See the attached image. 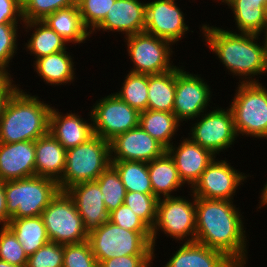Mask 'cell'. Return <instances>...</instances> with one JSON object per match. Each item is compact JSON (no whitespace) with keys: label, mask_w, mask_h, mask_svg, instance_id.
<instances>
[{"label":"cell","mask_w":267,"mask_h":267,"mask_svg":"<svg viewBox=\"0 0 267 267\" xmlns=\"http://www.w3.org/2000/svg\"><path fill=\"white\" fill-rule=\"evenodd\" d=\"M124 39L130 62L133 63L130 72L153 75L166 73L176 67L171 61L174 53L171 42L146 32L129 35Z\"/></svg>","instance_id":"obj_10"},{"label":"cell","mask_w":267,"mask_h":267,"mask_svg":"<svg viewBox=\"0 0 267 267\" xmlns=\"http://www.w3.org/2000/svg\"><path fill=\"white\" fill-rule=\"evenodd\" d=\"M35 176L59 181L64 173L66 149L48 132L34 141Z\"/></svg>","instance_id":"obj_23"},{"label":"cell","mask_w":267,"mask_h":267,"mask_svg":"<svg viewBox=\"0 0 267 267\" xmlns=\"http://www.w3.org/2000/svg\"><path fill=\"white\" fill-rule=\"evenodd\" d=\"M18 87L7 101L0 118V143L36 141L49 132L48 105Z\"/></svg>","instance_id":"obj_3"},{"label":"cell","mask_w":267,"mask_h":267,"mask_svg":"<svg viewBox=\"0 0 267 267\" xmlns=\"http://www.w3.org/2000/svg\"><path fill=\"white\" fill-rule=\"evenodd\" d=\"M180 125L182 124L176 116L169 112L147 109L139 115V126L166 150L174 144L172 140L175 139Z\"/></svg>","instance_id":"obj_29"},{"label":"cell","mask_w":267,"mask_h":267,"mask_svg":"<svg viewBox=\"0 0 267 267\" xmlns=\"http://www.w3.org/2000/svg\"><path fill=\"white\" fill-rule=\"evenodd\" d=\"M183 66H176V90L173 114L180 123L193 121L202 113L208 111L212 92L210 86L201 75L184 70ZM210 102V103H209Z\"/></svg>","instance_id":"obj_13"},{"label":"cell","mask_w":267,"mask_h":267,"mask_svg":"<svg viewBox=\"0 0 267 267\" xmlns=\"http://www.w3.org/2000/svg\"><path fill=\"white\" fill-rule=\"evenodd\" d=\"M151 240V232L130 231L109 220L88 234L98 264L120 256L155 255Z\"/></svg>","instance_id":"obj_6"},{"label":"cell","mask_w":267,"mask_h":267,"mask_svg":"<svg viewBox=\"0 0 267 267\" xmlns=\"http://www.w3.org/2000/svg\"><path fill=\"white\" fill-rule=\"evenodd\" d=\"M23 21L44 20L48 15L76 5V0H21Z\"/></svg>","instance_id":"obj_35"},{"label":"cell","mask_w":267,"mask_h":267,"mask_svg":"<svg viewBox=\"0 0 267 267\" xmlns=\"http://www.w3.org/2000/svg\"><path fill=\"white\" fill-rule=\"evenodd\" d=\"M11 217L7 213L6 197L4 192V181L0 180V225L7 226Z\"/></svg>","instance_id":"obj_46"},{"label":"cell","mask_w":267,"mask_h":267,"mask_svg":"<svg viewBox=\"0 0 267 267\" xmlns=\"http://www.w3.org/2000/svg\"><path fill=\"white\" fill-rule=\"evenodd\" d=\"M4 192L8 215L25 218L41 216L60 189L51 178L32 176L4 182Z\"/></svg>","instance_id":"obj_5"},{"label":"cell","mask_w":267,"mask_h":267,"mask_svg":"<svg viewBox=\"0 0 267 267\" xmlns=\"http://www.w3.org/2000/svg\"><path fill=\"white\" fill-rule=\"evenodd\" d=\"M259 198H260V202H259V207L257 206V208L260 209L262 206L267 207V181L261 190V194Z\"/></svg>","instance_id":"obj_47"},{"label":"cell","mask_w":267,"mask_h":267,"mask_svg":"<svg viewBox=\"0 0 267 267\" xmlns=\"http://www.w3.org/2000/svg\"><path fill=\"white\" fill-rule=\"evenodd\" d=\"M263 36H264V38L262 37V40L264 39V41H265V45H266V55H267V29L265 30Z\"/></svg>","instance_id":"obj_49"},{"label":"cell","mask_w":267,"mask_h":267,"mask_svg":"<svg viewBox=\"0 0 267 267\" xmlns=\"http://www.w3.org/2000/svg\"><path fill=\"white\" fill-rule=\"evenodd\" d=\"M115 0H77L84 26L90 33L104 20Z\"/></svg>","instance_id":"obj_38"},{"label":"cell","mask_w":267,"mask_h":267,"mask_svg":"<svg viewBox=\"0 0 267 267\" xmlns=\"http://www.w3.org/2000/svg\"><path fill=\"white\" fill-rule=\"evenodd\" d=\"M189 25L175 0H153L146 3L144 32L165 39L173 45L182 40Z\"/></svg>","instance_id":"obj_15"},{"label":"cell","mask_w":267,"mask_h":267,"mask_svg":"<svg viewBox=\"0 0 267 267\" xmlns=\"http://www.w3.org/2000/svg\"><path fill=\"white\" fill-rule=\"evenodd\" d=\"M176 67L166 73L148 75V110L173 113Z\"/></svg>","instance_id":"obj_31"},{"label":"cell","mask_w":267,"mask_h":267,"mask_svg":"<svg viewBox=\"0 0 267 267\" xmlns=\"http://www.w3.org/2000/svg\"><path fill=\"white\" fill-rule=\"evenodd\" d=\"M238 33L261 36L267 29V0H227Z\"/></svg>","instance_id":"obj_24"},{"label":"cell","mask_w":267,"mask_h":267,"mask_svg":"<svg viewBox=\"0 0 267 267\" xmlns=\"http://www.w3.org/2000/svg\"><path fill=\"white\" fill-rule=\"evenodd\" d=\"M63 267H99L88 240L64 244Z\"/></svg>","instance_id":"obj_40"},{"label":"cell","mask_w":267,"mask_h":267,"mask_svg":"<svg viewBox=\"0 0 267 267\" xmlns=\"http://www.w3.org/2000/svg\"><path fill=\"white\" fill-rule=\"evenodd\" d=\"M14 83L15 81L12 79L11 75L0 74V118L7 101L18 88V84L15 85Z\"/></svg>","instance_id":"obj_45"},{"label":"cell","mask_w":267,"mask_h":267,"mask_svg":"<svg viewBox=\"0 0 267 267\" xmlns=\"http://www.w3.org/2000/svg\"><path fill=\"white\" fill-rule=\"evenodd\" d=\"M111 161L150 162L161 157L166 149L139 125L110 141Z\"/></svg>","instance_id":"obj_16"},{"label":"cell","mask_w":267,"mask_h":267,"mask_svg":"<svg viewBox=\"0 0 267 267\" xmlns=\"http://www.w3.org/2000/svg\"><path fill=\"white\" fill-rule=\"evenodd\" d=\"M64 245L48 242L28 256L26 267H63Z\"/></svg>","instance_id":"obj_41"},{"label":"cell","mask_w":267,"mask_h":267,"mask_svg":"<svg viewBox=\"0 0 267 267\" xmlns=\"http://www.w3.org/2000/svg\"><path fill=\"white\" fill-rule=\"evenodd\" d=\"M41 217L51 242L64 245L88 240L82 217L65 191L57 194L43 210Z\"/></svg>","instance_id":"obj_9"},{"label":"cell","mask_w":267,"mask_h":267,"mask_svg":"<svg viewBox=\"0 0 267 267\" xmlns=\"http://www.w3.org/2000/svg\"><path fill=\"white\" fill-rule=\"evenodd\" d=\"M43 21L68 43L75 44V46L86 43L85 41L91 35L82 22L77 5L60 9L48 15Z\"/></svg>","instance_id":"obj_28"},{"label":"cell","mask_w":267,"mask_h":267,"mask_svg":"<svg viewBox=\"0 0 267 267\" xmlns=\"http://www.w3.org/2000/svg\"><path fill=\"white\" fill-rule=\"evenodd\" d=\"M180 141L178 147L172 144L166 152L173 159L183 184L191 189L216 156L193 142L189 136Z\"/></svg>","instance_id":"obj_17"},{"label":"cell","mask_w":267,"mask_h":267,"mask_svg":"<svg viewBox=\"0 0 267 267\" xmlns=\"http://www.w3.org/2000/svg\"><path fill=\"white\" fill-rule=\"evenodd\" d=\"M158 199L153 194L126 192L124 204L131 208L151 229L156 221Z\"/></svg>","instance_id":"obj_37"},{"label":"cell","mask_w":267,"mask_h":267,"mask_svg":"<svg viewBox=\"0 0 267 267\" xmlns=\"http://www.w3.org/2000/svg\"><path fill=\"white\" fill-rule=\"evenodd\" d=\"M103 194L104 204L110 213L124 204L126 190L117 170L110 164L95 180Z\"/></svg>","instance_id":"obj_34"},{"label":"cell","mask_w":267,"mask_h":267,"mask_svg":"<svg viewBox=\"0 0 267 267\" xmlns=\"http://www.w3.org/2000/svg\"><path fill=\"white\" fill-rule=\"evenodd\" d=\"M124 184L126 192L153 194L148 163L142 161H111Z\"/></svg>","instance_id":"obj_32"},{"label":"cell","mask_w":267,"mask_h":267,"mask_svg":"<svg viewBox=\"0 0 267 267\" xmlns=\"http://www.w3.org/2000/svg\"><path fill=\"white\" fill-rule=\"evenodd\" d=\"M202 113L190 129L189 138L215 156L231 148L237 140L233 114L229 107L217 108ZM224 150V151H223Z\"/></svg>","instance_id":"obj_11"},{"label":"cell","mask_w":267,"mask_h":267,"mask_svg":"<svg viewBox=\"0 0 267 267\" xmlns=\"http://www.w3.org/2000/svg\"><path fill=\"white\" fill-rule=\"evenodd\" d=\"M148 171L153 189V195L157 199L173 197L177 190L184 187L173 159L165 152L161 157L148 162ZM173 192V193H172Z\"/></svg>","instance_id":"obj_27"},{"label":"cell","mask_w":267,"mask_h":267,"mask_svg":"<svg viewBox=\"0 0 267 267\" xmlns=\"http://www.w3.org/2000/svg\"><path fill=\"white\" fill-rule=\"evenodd\" d=\"M18 24L22 23H3L0 24V74L10 75L8 71L10 62L17 54L18 47ZM8 68V69H7Z\"/></svg>","instance_id":"obj_36"},{"label":"cell","mask_w":267,"mask_h":267,"mask_svg":"<svg viewBox=\"0 0 267 267\" xmlns=\"http://www.w3.org/2000/svg\"><path fill=\"white\" fill-rule=\"evenodd\" d=\"M90 113L94 134L109 142L139 125L140 113L114 92L96 100Z\"/></svg>","instance_id":"obj_12"},{"label":"cell","mask_w":267,"mask_h":267,"mask_svg":"<svg viewBox=\"0 0 267 267\" xmlns=\"http://www.w3.org/2000/svg\"><path fill=\"white\" fill-rule=\"evenodd\" d=\"M154 259L155 255L120 256L101 261L99 267H151Z\"/></svg>","instance_id":"obj_43"},{"label":"cell","mask_w":267,"mask_h":267,"mask_svg":"<svg viewBox=\"0 0 267 267\" xmlns=\"http://www.w3.org/2000/svg\"><path fill=\"white\" fill-rule=\"evenodd\" d=\"M128 72L122 88L115 94L140 113L147 110L148 74Z\"/></svg>","instance_id":"obj_33"},{"label":"cell","mask_w":267,"mask_h":267,"mask_svg":"<svg viewBox=\"0 0 267 267\" xmlns=\"http://www.w3.org/2000/svg\"><path fill=\"white\" fill-rule=\"evenodd\" d=\"M262 83H240L229 108L237 135L267 139V88Z\"/></svg>","instance_id":"obj_7"},{"label":"cell","mask_w":267,"mask_h":267,"mask_svg":"<svg viewBox=\"0 0 267 267\" xmlns=\"http://www.w3.org/2000/svg\"><path fill=\"white\" fill-rule=\"evenodd\" d=\"M73 58L67 49L40 57L33 61L34 71L48 85L70 84L76 78Z\"/></svg>","instance_id":"obj_25"},{"label":"cell","mask_w":267,"mask_h":267,"mask_svg":"<svg viewBox=\"0 0 267 267\" xmlns=\"http://www.w3.org/2000/svg\"><path fill=\"white\" fill-rule=\"evenodd\" d=\"M110 164V142L94 134L86 142L66 150L64 173L58 181L60 191L80 182L95 181Z\"/></svg>","instance_id":"obj_4"},{"label":"cell","mask_w":267,"mask_h":267,"mask_svg":"<svg viewBox=\"0 0 267 267\" xmlns=\"http://www.w3.org/2000/svg\"><path fill=\"white\" fill-rule=\"evenodd\" d=\"M35 176L34 141L0 143V180L13 181Z\"/></svg>","instance_id":"obj_20"},{"label":"cell","mask_w":267,"mask_h":267,"mask_svg":"<svg viewBox=\"0 0 267 267\" xmlns=\"http://www.w3.org/2000/svg\"><path fill=\"white\" fill-rule=\"evenodd\" d=\"M218 2L221 1V3H224L226 2L227 0H217Z\"/></svg>","instance_id":"obj_50"},{"label":"cell","mask_w":267,"mask_h":267,"mask_svg":"<svg viewBox=\"0 0 267 267\" xmlns=\"http://www.w3.org/2000/svg\"><path fill=\"white\" fill-rule=\"evenodd\" d=\"M146 2L140 0H115L104 20L91 32H121L124 37L145 30ZM97 30V31H96ZM95 31V32H94Z\"/></svg>","instance_id":"obj_19"},{"label":"cell","mask_w":267,"mask_h":267,"mask_svg":"<svg viewBox=\"0 0 267 267\" xmlns=\"http://www.w3.org/2000/svg\"><path fill=\"white\" fill-rule=\"evenodd\" d=\"M109 221L130 231L151 232V228L125 204L109 213Z\"/></svg>","instance_id":"obj_42"},{"label":"cell","mask_w":267,"mask_h":267,"mask_svg":"<svg viewBox=\"0 0 267 267\" xmlns=\"http://www.w3.org/2000/svg\"><path fill=\"white\" fill-rule=\"evenodd\" d=\"M7 227L14 233L28 256L50 242L41 216L11 218Z\"/></svg>","instance_id":"obj_30"},{"label":"cell","mask_w":267,"mask_h":267,"mask_svg":"<svg viewBox=\"0 0 267 267\" xmlns=\"http://www.w3.org/2000/svg\"><path fill=\"white\" fill-rule=\"evenodd\" d=\"M227 162L226 157L225 160H217L215 157L190 189V193L197 198L234 201L238 186L249 175L236 170Z\"/></svg>","instance_id":"obj_14"},{"label":"cell","mask_w":267,"mask_h":267,"mask_svg":"<svg viewBox=\"0 0 267 267\" xmlns=\"http://www.w3.org/2000/svg\"><path fill=\"white\" fill-rule=\"evenodd\" d=\"M204 42L239 83H259L253 78L267 72L265 41L259 35L237 33L220 27L202 24ZM259 39V40H258ZM253 78V79H252Z\"/></svg>","instance_id":"obj_2"},{"label":"cell","mask_w":267,"mask_h":267,"mask_svg":"<svg viewBox=\"0 0 267 267\" xmlns=\"http://www.w3.org/2000/svg\"><path fill=\"white\" fill-rule=\"evenodd\" d=\"M0 259L19 267H26L28 259L21 243L7 226L0 228Z\"/></svg>","instance_id":"obj_39"},{"label":"cell","mask_w":267,"mask_h":267,"mask_svg":"<svg viewBox=\"0 0 267 267\" xmlns=\"http://www.w3.org/2000/svg\"><path fill=\"white\" fill-rule=\"evenodd\" d=\"M23 23L21 0H0V24Z\"/></svg>","instance_id":"obj_44"},{"label":"cell","mask_w":267,"mask_h":267,"mask_svg":"<svg viewBox=\"0 0 267 267\" xmlns=\"http://www.w3.org/2000/svg\"><path fill=\"white\" fill-rule=\"evenodd\" d=\"M163 267H239L224 252L197 242H183Z\"/></svg>","instance_id":"obj_22"},{"label":"cell","mask_w":267,"mask_h":267,"mask_svg":"<svg viewBox=\"0 0 267 267\" xmlns=\"http://www.w3.org/2000/svg\"><path fill=\"white\" fill-rule=\"evenodd\" d=\"M55 107L51 108L49 114V133L67 150L76 147L93 135V124L91 113L89 112L90 120H84L82 116L76 113L62 112ZM62 113V114H61Z\"/></svg>","instance_id":"obj_21"},{"label":"cell","mask_w":267,"mask_h":267,"mask_svg":"<svg viewBox=\"0 0 267 267\" xmlns=\"http://www.w3.org/2000/svg\"><path fill=\"white\" fill-rule=\"evenodd\" d=\"M189 200L182 196L165 197L158 199L156 221L151 229L152 247L155 249L157 235L162 233L183 242H195L196 235V206L195 196L188 194ZM193 200V201H192ZM191 201V202H190Z\"/></svg>","instance_id":"obj_8"},{"label":"cell","mask_w":267,"mask_h":267,"mask_svg":"<svg viewBox=\"0 0 267 267\" xmlns=\"http://www.w3.org/2000/svg\"><path fill=\"white\" fill-rule=\"evenodd\" d=\"M65 192L74 201L88 234L109 220L103 194L95 181L77 183Z\"/></svg>","instance_id":"obj_18"},{"label":"cell","mask_w":267,"mask_h":267,"mask_svg":"<svg viewBox=\"0 0 267 267\" xmlns=\"http://www.w3.org/2000/svg\"><path fill=\"white\" fill-rule=\"evenodd\" d=\"M24 25V26H23ZM24 31L33 30L30 39L25 43V50L34 56L35 60L50 54L68 49V42L51 29L43 20L24 21Z\"/></svg>","instance_id":"obj_26"},{"label":"cell","mask_w":267,"mask_h":267,"mask_svg":"<svg viewBox=\"0 0 267 267\" xmlns=\"http://www.w3.org/2000/svg\"><path fill=\"white\" fill-rule=\"evenodd\" d=\"M0 267H19V266L10 264V263L0 259Z\"/></svg>","instance_id":"obj_48"},{"label":"cell","mask_w":267,"mask_h":267,"mask_svg":"<svg viewBox=\"0 0 267 267\" xmlns=\"http://www.w3.org/2000/svg\"><path fill=\"white\" fill-rule=\"evenodd\" d=\"M233 202L195 197V242L220 250L239 267H246L248 241L244 216Z\"/></svg>","instance_id":"obj_1"}]
</instances>
